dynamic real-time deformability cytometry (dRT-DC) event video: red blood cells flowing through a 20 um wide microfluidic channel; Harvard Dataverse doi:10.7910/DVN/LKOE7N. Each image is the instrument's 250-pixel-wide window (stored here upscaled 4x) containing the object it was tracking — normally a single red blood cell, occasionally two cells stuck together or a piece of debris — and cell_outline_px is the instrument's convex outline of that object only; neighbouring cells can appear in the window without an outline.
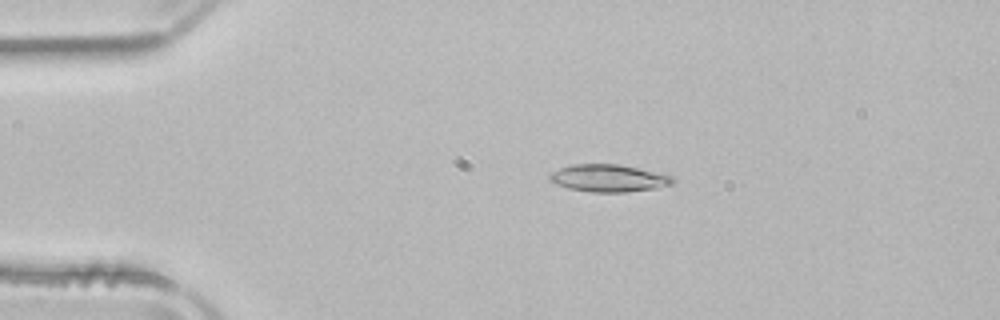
{"species": "common noctule bat (a hibernating species)", "species_latin": "Nyctalus noctula", "temperature_condition": "room temperature", "stored_images_in_passage": 42, "camera_frame_rate_fps": 3000, "um_per_image_px": 0.085, "animal": {"sex": "male", "body_mass_g": 21.5, "forearm_length_mm": 52.0}, "frame": {"image": 1, "passage_image": 1, "time_ms": 0.0, "image_size_px": [1000, 320], "cell_outline_px": [[676, 180], [672, 184], [656, 188], [624, 192], [592, 192], [568, 188], [556, 184], [548, 180], [548, 176], [552, 172], [560, 168], [572, 164], [620, 164], [672, 176]], "centroid_in_image_um": [51.71, 15.14], "position_along_channel_um": 33.3, "area_um2": 19.54}}
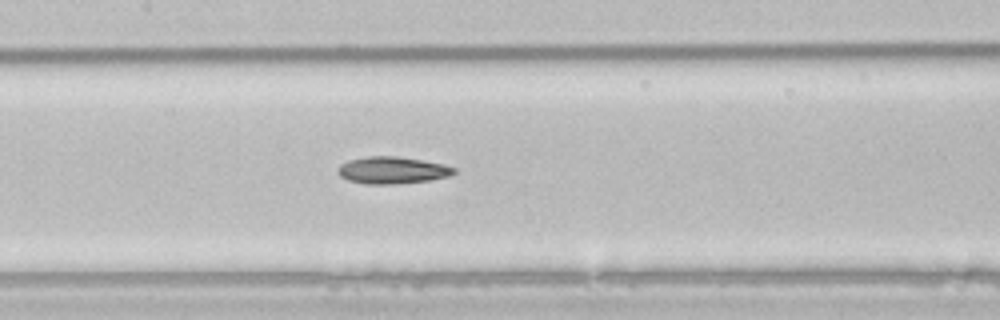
{"frame": {"image": 2, "passage_image": 15, "time_ms": 4.667, "image_size_px": [1000, 320], "cell_outline_px": [[456, 172], [448, 176], [428, 180], [396, 184], [364, 184], [348, 180], [340, 176], [336, 172], [336, 168], [340, 164], [348, 160], [368, 156], [396, 156], [444, 164], [456, 168]], "centroid_in_image_um": [33.29, 14.47], "position_along_channel_um": 174.1, "area_um2": 18.32}}
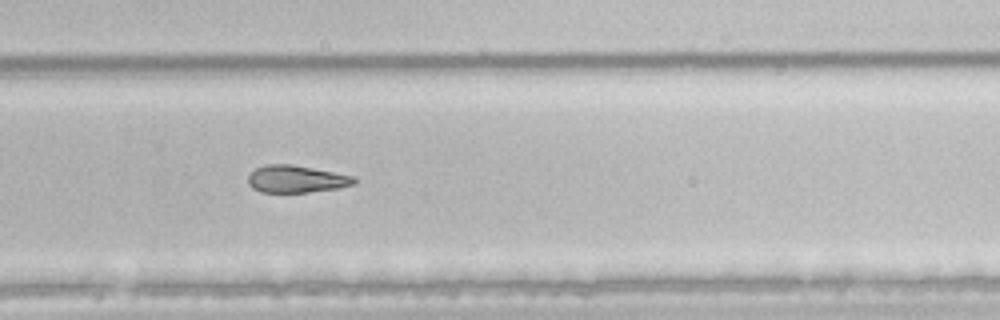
{"frame": {"image": 3, "passage_image": 25, "time_ms": 8.0, "image_size_px": [1000, 320], "cell_outline_px": [[356, 184], [340, 188], [308, 192], [260, 192], [252, 188], [248, 184], [248, 176], [256, 168], [264, 164], [292, 164], [356, 176]], "centroid_in_image_um": [25.21, 15.21], "position_along_channel_um": 304.6, "area_um2": 17.05}, "authors_computed_cell_mechanics": {"area_um2": 18.2648, "velocity_mm_per_s": 3.9442, "shape_relaxation_time_tau1_ms": 7.6258, "shape_relaxation_time_tau2_ms": null, "deformation_change_tau1": 0.163, "deformation_change_tau2": null}}